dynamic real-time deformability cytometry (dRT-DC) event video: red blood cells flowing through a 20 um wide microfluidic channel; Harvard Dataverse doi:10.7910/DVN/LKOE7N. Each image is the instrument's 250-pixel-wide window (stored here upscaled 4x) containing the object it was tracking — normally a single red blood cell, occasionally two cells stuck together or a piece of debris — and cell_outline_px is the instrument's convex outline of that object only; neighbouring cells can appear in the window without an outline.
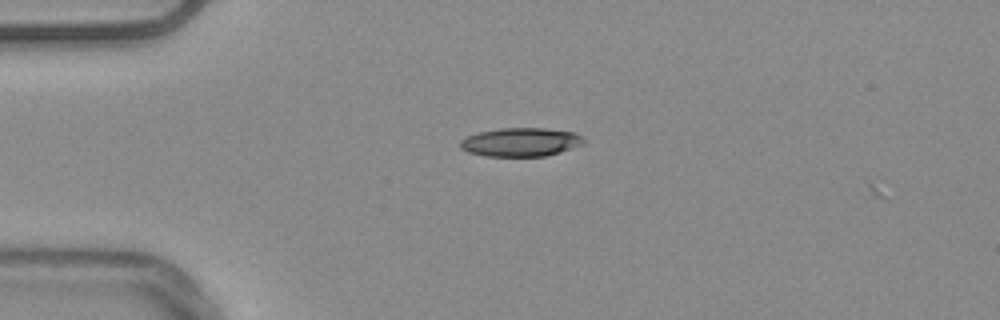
{"species": "common noctule bat (a hibernating species)", "species_latin": "Nyctalus noctula", "temperature_condition": "warm", "stored_images_in_passage": 3, "camera_frame_rate_fps": 3000, "um_per_image_px": 0.085, "animal": {"sex": "male", "body_mass_g": 20.4}, "frame": {"image": 1, "passage_image": 1, "time_ms": 0.0, "image_size_px": [1000, 320], "cell_outline_px": [[584, 144], [560, 152], [544, 156], [484, 156], [468, 152], [460, 148], [460, 140], [468, 136], [480, 132], [500, 128], [544, 128], [576, 132], [584, 140]], "centroid_in_image_um": [44.26, 12.08], "position_along_channel_um": 40.7, "area_um2": 20.58}}